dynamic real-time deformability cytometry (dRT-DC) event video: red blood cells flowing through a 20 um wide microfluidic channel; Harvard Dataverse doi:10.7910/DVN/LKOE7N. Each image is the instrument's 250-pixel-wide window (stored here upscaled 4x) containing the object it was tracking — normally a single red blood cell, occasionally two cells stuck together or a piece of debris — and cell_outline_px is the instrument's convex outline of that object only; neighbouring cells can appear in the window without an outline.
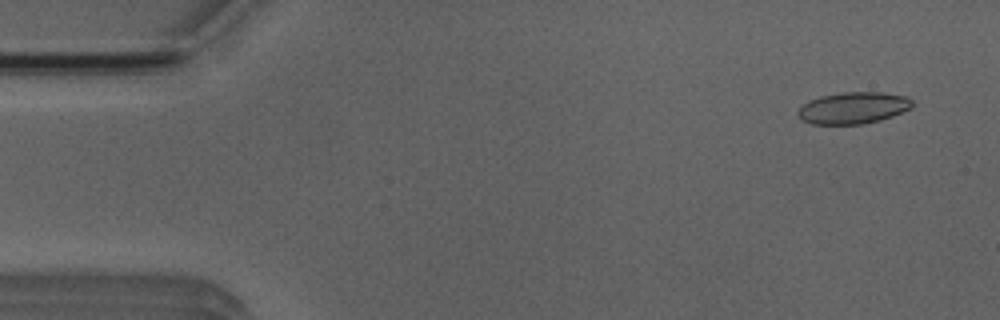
{"species": "Egyptian fruit bat (a non-hibernating species)", "species_latin": "Rousettus aegyptiacus", "temperature_condition": "room temperature", "stored_images_in_passage": 5, "camera_frame_rate_fps": 3000, "um_per_image_px": 0.085, "animal": {"sex": "male"}, "frame": {"image": 1, "passage_image": 1, "time_ms": 0.0, "image_size_px": [1000, 320], "cell_outline_px": [[912, 108], [892, 116], [880, 120], [864, 124], [812, 124], [800, 120], [796, 112], [808, 100], [820, 96], [840, 92], [884, 92], [908, 96], [912, 100]], "centroid_in_image_um": [72.52, 9.17], "position_along_channel_um": 12.5, "area_um2": 21.39}}
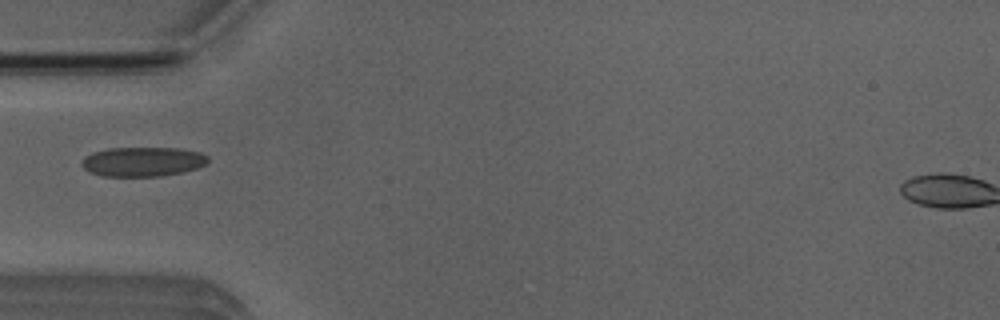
{"frame": {"image": 2, "passage_image": 4, "time_ms": 4.333, "image_size_px": [1000, 320], "cell_outline_px": [[208, 160], [204, 164], [196, 168], [184, 172], [160, 176], [104, 176], [88, 172], [80, 164], [84, 156], [92, 152], [108, 148], [180, 148], [200, 152], [208, 156]], "centroid_in_image_um": [12.1, 13.74], "position_along_channel_um": 72.9, "area_um2": 21.79}}